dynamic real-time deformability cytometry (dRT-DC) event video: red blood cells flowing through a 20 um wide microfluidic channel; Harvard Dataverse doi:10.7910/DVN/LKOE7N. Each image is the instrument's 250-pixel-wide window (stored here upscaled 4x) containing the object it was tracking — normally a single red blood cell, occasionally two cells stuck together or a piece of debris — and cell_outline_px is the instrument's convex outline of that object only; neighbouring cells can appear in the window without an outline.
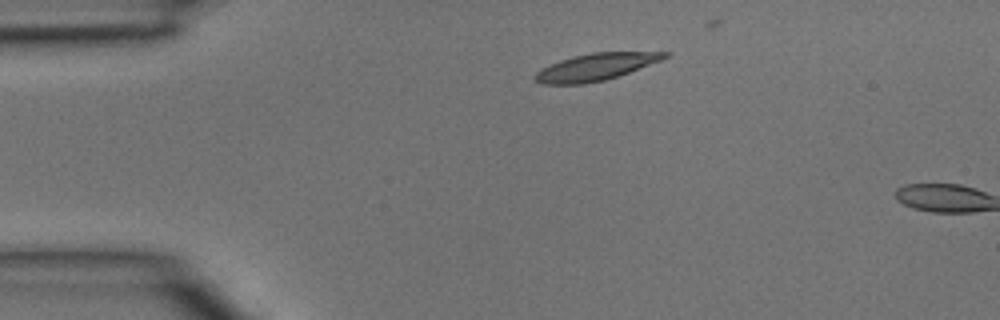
{"species": "common noctule bat (a hibernating species)", "species_latin": "Nyctalus noctula", "temperature_condition": "room temperature", "stored_images_in_passage": 2, "camera_frame_rate_fps": 3000, "um_per_image_px": 0.085, "animal": {"sex": "male", "body_mass_g": 15.6}, "frame": {"image": 1, "passage_image": 1, "time_ms": 0.0, "image_size_px": [1000, 320], "cell_outline_px": [[668, 56], [660, 60], [628, 72], [604, 80], [584, 84], [540, 84], [536, 80], [536, 72], [540, 68], [560, 60], [592, 52], [668, 52]], "centroid_in_image_um": [50.58, 5.69], "position_along_channel_um": 34.4, "area_um2": 19.94}}